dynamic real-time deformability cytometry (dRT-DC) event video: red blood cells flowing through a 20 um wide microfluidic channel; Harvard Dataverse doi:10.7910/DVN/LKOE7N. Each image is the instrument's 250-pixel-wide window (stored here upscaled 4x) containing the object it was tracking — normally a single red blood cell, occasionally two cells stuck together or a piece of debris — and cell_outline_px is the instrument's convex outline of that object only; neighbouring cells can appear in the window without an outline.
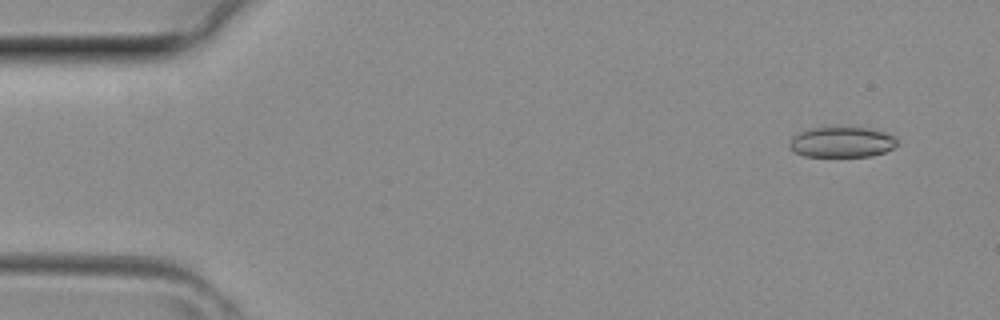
{"species": "common noctule bat (a hibernating species)", "species_latin": "Nyctalus noctula", "temperature_condition": "room temperature", "stored_images_in_passage": 4, "camera_frame_rate_fps": 3000, "um_per_image_px": 0.085, "animal": {"sex": "female", "body_mass_g": 29.2, "forearm_length_mm": 56.3}, "frame": {"image": 1, "passage_image": 1, "time_ms": 0.0, "image_size_px": [1000, 320], "cell_outline_px": [[896, 144], [892, 148], [884, 152], [872, 156], [804, 156], [796, 152], [788, 144], [792, 136], [808, 128], [868, 128], [884, 132], [896, 136]], "centroid_in_image_um": [71.55, 12.08], "position_along_channel_um": 13.4, "area_um2": 18.9}}
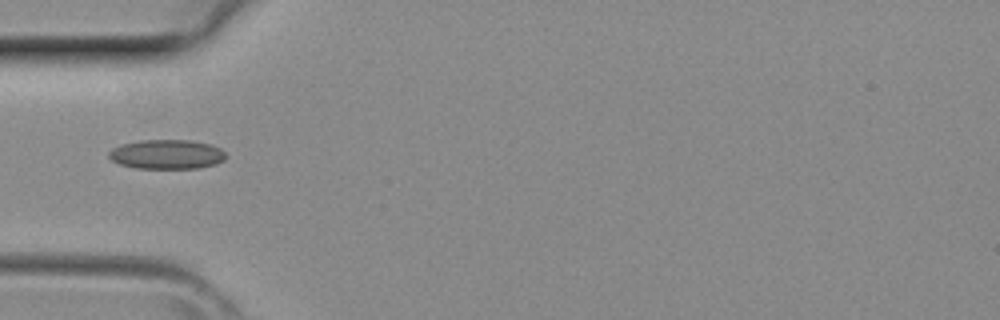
{"frame": {"image": 2, "passage_image": 4, "time_ms": 1.0, "image_size_px": [1000, 320], "cell_outline_px": [[228, 156], [224, 160], [216, 164], [200, 168], [136, 168], [120, 164], [112, 160], [108, 156], [108, 152], [112, 148], [120, 144], [140, 140], [188, 140], [208, 144], [220, 148]], "centroid_in_image_um": [14.17, 13.12], "position_along_channel_um": 70.8, "area_um2": 20.11}}